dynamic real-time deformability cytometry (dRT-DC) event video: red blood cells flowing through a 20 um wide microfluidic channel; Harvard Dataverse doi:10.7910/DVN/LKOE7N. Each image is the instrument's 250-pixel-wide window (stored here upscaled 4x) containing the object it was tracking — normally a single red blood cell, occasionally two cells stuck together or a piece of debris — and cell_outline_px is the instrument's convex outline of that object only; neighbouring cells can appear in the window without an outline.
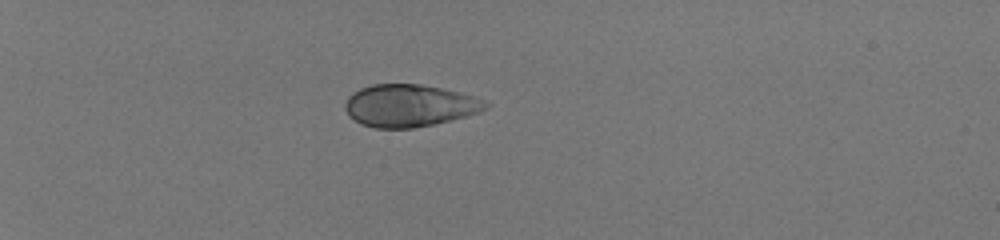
{"species": "human", "species_latin": "Homo sapiens", "temperature_condition": "room temperature", "stored_images_in_passage": 37, "camera_frame_rate_fps": 3000, "um_per_image_px": 0.085, "donor": {"sex": "male"}, "frame": {"image": 1, "passage_image": 1, "time_ms": 0.0, "image_size_px": [1000, 240], "cell_outline_px": [[488, 108], [480, 112], [432, 124], [412, 128], [372, 128], [360, 124], [348, 116], [344, 108], [344, 104], [348, 96], [352, 92], [360, 88], [372, 84], [420, 84], [460, 92], [484, 100], [488, 104]], "centroid_in_image_um": [34.74, 8.97], "position_along_channel_um": 50.3, "area_um2": 34.62}}
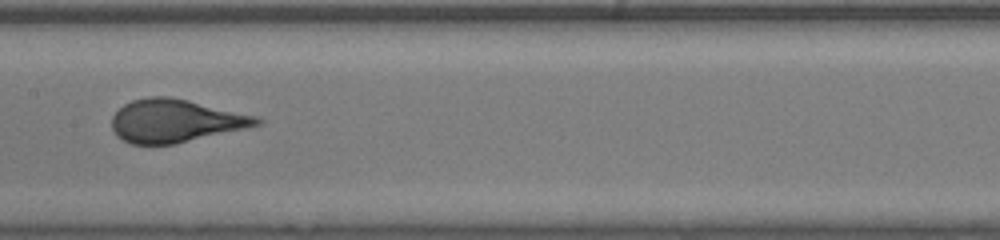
{"frame": {"image": 2, "passage_image": 16, "time_ms": 5.0, "image_size_px": [1000, 240], "cell_outline_px": [[264, 120], [260, 124], [248, 128], [172, 144], [132, 144], [116, 136], [112, 128], [112, 116], [124, 104], [132, 100], [148, 96], [168, 96], [188, 100], [260, 116]], "centroid_in_image_um": [14.93, 10.26], "position_along_channel_um": 192.5, "area_um2": 36.36}}
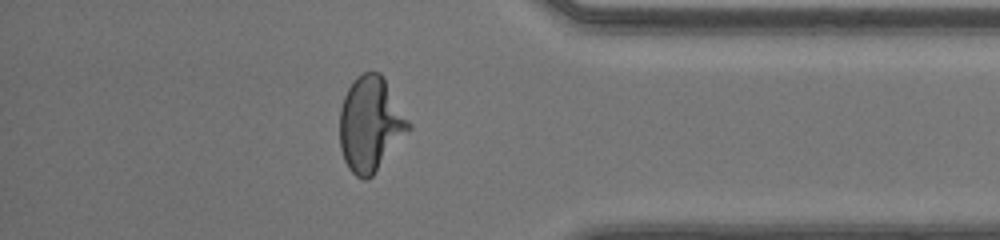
{"frame": {"image": 3, "passage_image": 32, "time_ms": 10.333, "image_size_px": [1000, 240], "cell_outline_px": [[412, 128], [372, 176], [364, 180], [356, 176], [348, 168], [344, 160], [340, 148], [340, 108], [344, 96], [348, 88], [356, 76], [364, 72], [380, 72], [412, 124]], "centroid_in_image_um": [31.49, 10.55], "position_along_channel_um": 403.7, "area_um2": 38.03}}